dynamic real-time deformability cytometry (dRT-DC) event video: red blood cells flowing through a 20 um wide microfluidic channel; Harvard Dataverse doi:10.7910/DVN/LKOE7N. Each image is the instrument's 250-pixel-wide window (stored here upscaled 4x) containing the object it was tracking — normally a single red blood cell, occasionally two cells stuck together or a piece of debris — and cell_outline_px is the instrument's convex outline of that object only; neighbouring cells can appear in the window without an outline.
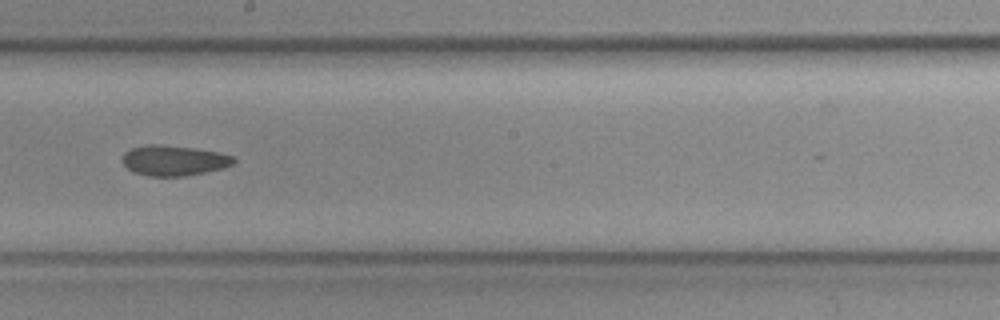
{"species": "common noctule bat (a hibernating species)", "species_latin": "Nyctalus noctula", "temperature_condition": "cold", "stored_images_in_passage": 6, "camera_frame_rate_fps": 3000, "um_per_image_px": 0.085, "animal": {"sex": "female", "body_mass_g": 19.3, "forearm_length_mm": 54.1}, "frame": {"image": 1, "passage_image": 6, "time_ms": 1.667, "image_size_px": [1000, 320], "cell_outline_px": [[236, 160], [232, 164], [224, 168], [184, 176], [148, 176], [132, 172], [120, 160], [124, 152], [132, 148], [148, 144], [160, 144], [192, 148], [220, 152], [232, 156]], "centroid_in_image_um": [14.74, 13.64], "position_along_channel_um": 233.5, "area_um2": 19.71}}